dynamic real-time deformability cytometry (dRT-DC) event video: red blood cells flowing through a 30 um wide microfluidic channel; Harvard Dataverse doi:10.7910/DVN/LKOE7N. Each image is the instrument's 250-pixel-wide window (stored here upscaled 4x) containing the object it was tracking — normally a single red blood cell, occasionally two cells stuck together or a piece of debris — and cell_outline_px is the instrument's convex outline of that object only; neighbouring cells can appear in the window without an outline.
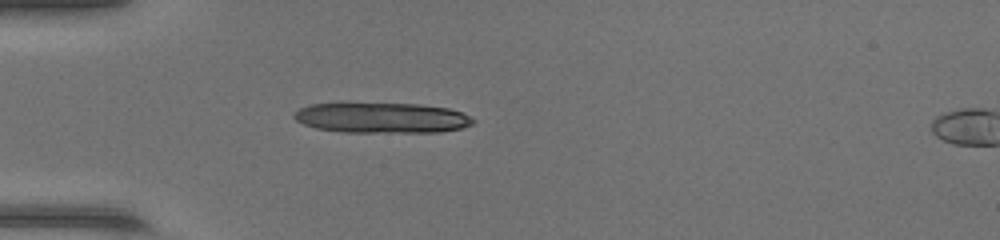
{"species": "common noctule bat (a hibernating species)", "species_latin": "Nyctalus noctula", "temperature_condition": "warm", "stored_images_in_passage": 18, "camera_frame_rate_fps": 3000, "um_per_image_px": 0.085, "animal": {"sex": "female", "body_mass_g": 17.0, "forearm_length_mm": 48.0}, "frame": {"image": 1, "passage_image": 16, "time_ms": 5.0, "image_size_px": [1000, 240], "cell_outline_px": [[476, 120], [472, 124], [460, 128], [440, 132], [344, 132], [316, 128], [304, 124], [296, 120], [292, 116], [300, 108], [308, 104], [340, 100], [348, 100], [420, 104], [448, 108], [460, 112]], "centroid_in_image_um": [32.35, 9.95], "position_along_channel_um": 52.7, "area_um2": 33.06}}